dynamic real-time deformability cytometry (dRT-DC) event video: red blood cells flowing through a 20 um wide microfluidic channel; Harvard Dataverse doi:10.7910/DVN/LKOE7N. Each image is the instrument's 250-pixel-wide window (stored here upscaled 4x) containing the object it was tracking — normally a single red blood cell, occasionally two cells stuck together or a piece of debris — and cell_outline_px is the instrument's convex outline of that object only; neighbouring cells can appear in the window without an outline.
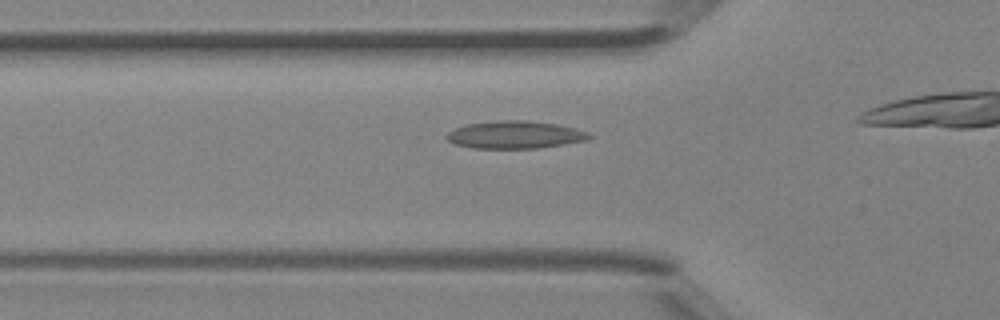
{"species": "Egyptian fruit bat (a non-hibernating species)", "species_latin": "Rousettus aegyptiacus", "temperature_condition": "room temperature", "stored_images_in_passage": 32, "camera_frame_rate_fps": 3000, "um_per_image_px": 0.085, "animal": {"sex": "female"}, "frame": {"image": 1, "passage_image": 11, "time_ms": 3.333, "image_size_px": [1000, 320], "cell_outline_px": [[592, 136], [588, 140], [564, 144], [536, 148], [472, 148], [456, 144], [448, 140], [444, 136], [448, 132], [456, 128], [468, 124], [500, 120], [524, 120], [556, 124], [576, 128], [588, 132]], "centroid_in_image_um": [43.79, 11.45], "position_along_channel_um": 82.0, "area_um2": 22.77}}
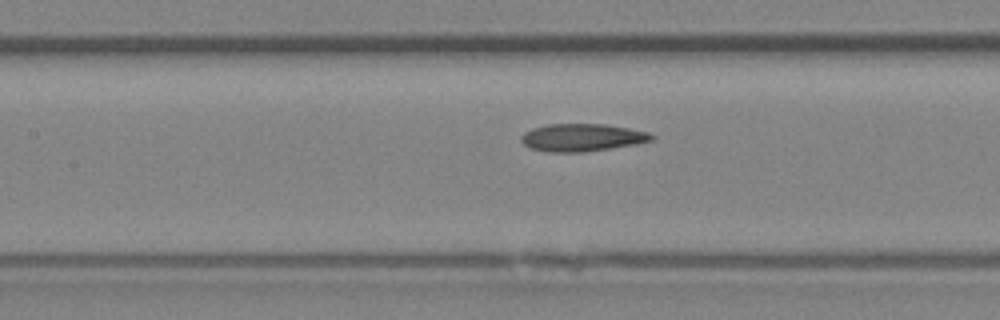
{"frame": {"image": 2, "passage_image": 16, "time_ms": 5.0, "image_size_px": [1000, 320], "cell_outline_px": [[656, 140], [636, 144], [584, 152], [548, 152], [528, 148], [520, 140], [520, 136], [524, 132], [532, 128], [548, 124], [604, 124], [628, 128], [648, 132], [656, 136]], "centroid_in_image_um": [49.47, 11.69], "position_along_channel_um": 157.9, "area_um2": 21.15}}
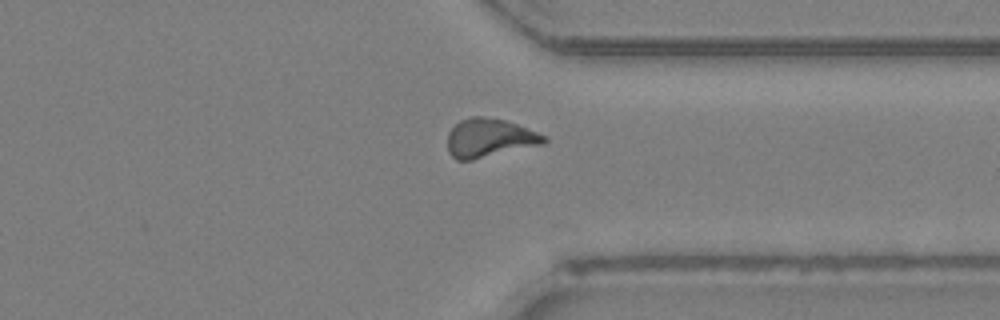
{"frame": {"image": 3, "passage_image": 30, "time_ms": 9.667, "image_size_px": [1000, 320], "cell_outline_px": [[548, 140], [544, 144], [472, 160], [456, 160], [448, 152], [448, 132], [460, 120], [472, 116], [484, 116], [504, 120], [516, 124], [548, 136]], "centroid_in_image_um": [41.61, 11.73], "position_along_channel_um": 369.8, "area_um2": 21.79}}